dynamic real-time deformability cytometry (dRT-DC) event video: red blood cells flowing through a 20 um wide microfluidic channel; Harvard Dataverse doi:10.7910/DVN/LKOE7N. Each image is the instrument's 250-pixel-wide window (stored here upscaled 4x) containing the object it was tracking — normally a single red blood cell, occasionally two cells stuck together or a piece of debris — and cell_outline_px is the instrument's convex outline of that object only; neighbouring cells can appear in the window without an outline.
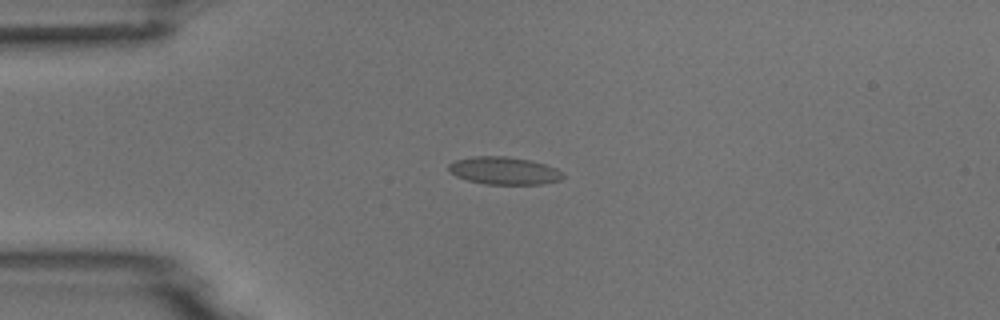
{"species": "common noctule bat (a hibernating species)", "species_latin": "Nyctalus noctula", "temperature_condition": "room temperature", "stored_images_in_passage": 7, "camera_frame_rate_fps": 3000, "um_per_image_px": 0.085, "animal": {"sex": "male", "body_mass_g": 18.8}, "frame": {"image": 1, "passage_image": 3, "time_ms": 3.0, "image_size_px": [1000, 320], "cell_outline_px": [[564, 176], [560, 180], [540, 184], [484, 184], [468, 180], [456, 176], [448, 168], [448, 164], [456, 160], [472, 156], [508, 156], [528, 160], [544, 164], [556, 168], [564, 172]], "centroid_in_image_um": [42.85, 14.5], "position_along_channel_um": 42.1, "area_um2": 18.32}}